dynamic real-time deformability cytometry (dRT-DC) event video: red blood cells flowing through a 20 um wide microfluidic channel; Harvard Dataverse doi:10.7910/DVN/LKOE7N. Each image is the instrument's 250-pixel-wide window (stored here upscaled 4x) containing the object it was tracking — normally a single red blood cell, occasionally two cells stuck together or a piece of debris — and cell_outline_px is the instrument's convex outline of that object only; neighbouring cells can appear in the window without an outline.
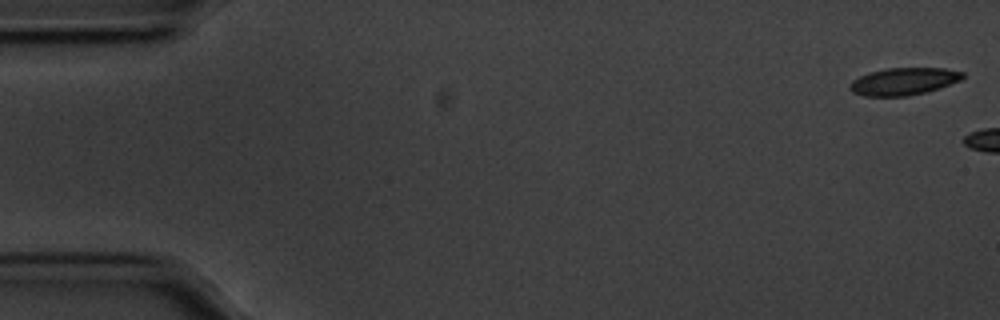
{"species": "common noctule bat (a hibernating species)", "species_latin": "Nyctalus noctula", "temperature_condition": "cold", "stored_images_in_passage": 5, "camera_frame_rate_fps": 3000, "um_per_image_px": 0.085, "animal": {"sex": "male", "body_mass_g": 20.1, "forearm_length_mm": 53.5}, "frame": {"image": 1, "passage_image": 1, "time_ms": 0.0, "image_size_px": [1000, 320], "cell_outline_px": [[964, 76], [960, 80], [924, 92], [908, 96], [864, 96], [852, 92], [848, 88], [852, 80], [868, 72], [888, 68], [944, 68], [964, 72]], "centroid_in_image_um": [76.76, 6.91], "position_along_channel_um": 8.2, "area_um2": 17.8}}